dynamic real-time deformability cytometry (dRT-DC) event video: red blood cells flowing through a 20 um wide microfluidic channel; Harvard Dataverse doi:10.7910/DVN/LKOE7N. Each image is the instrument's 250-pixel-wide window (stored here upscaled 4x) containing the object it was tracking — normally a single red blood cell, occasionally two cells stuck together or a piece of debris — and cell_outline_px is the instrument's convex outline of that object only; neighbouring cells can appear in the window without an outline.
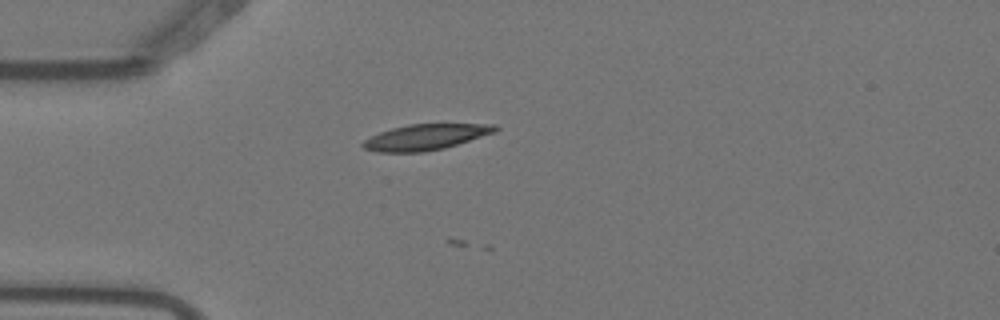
{"species": "Egyptian fruit bat (a non-hibernating species)", "species_latin": "Rousettus aegyptiacus", "temperature_condition": "warm", "stored_images_in_passage": 8, "camera_frame_rate_fps": 3000, "um_per_image_px": 0.085, "animal": {"sex": "female"}, "frame": {"image": 1, "passage_image": 3, "time_ms": 0.667, "image_size_px": [1000, 320], "cell_outline_px": [[500, 128], [496, 132], [444, 148], [424, 152], [376, 152], [364, 148], [360, 144], [364, 140], [380, 132], [392, 128], [408, 124], [496, 124]], "centroid_in_image_um": [36.18, 11.65], "position_along_channel_um": 48.8, "area_um2": 19.83}}